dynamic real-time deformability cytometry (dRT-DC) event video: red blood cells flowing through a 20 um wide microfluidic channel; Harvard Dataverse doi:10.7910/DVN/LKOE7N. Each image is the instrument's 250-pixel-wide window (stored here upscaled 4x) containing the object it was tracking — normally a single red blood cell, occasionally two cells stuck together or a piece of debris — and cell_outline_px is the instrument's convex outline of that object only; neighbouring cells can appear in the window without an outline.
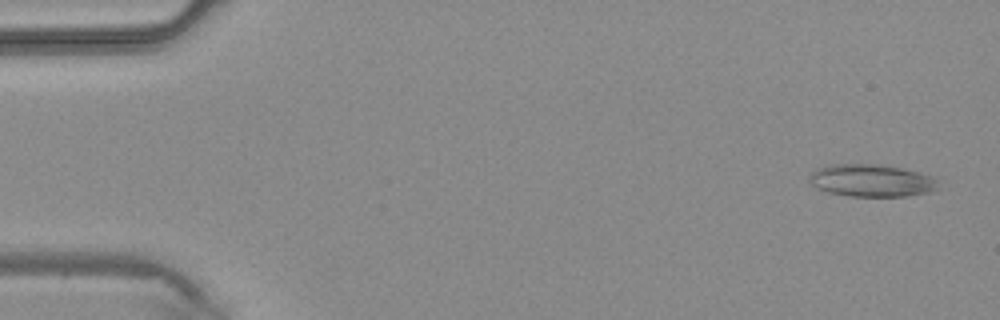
{"species": "common noctule bat (a hibernating species)", "species_latin": "Nyctalus noctula", "temperature_condition": "warm", "stored_images_in_passage": 14, "camera_frame_rate_fps": 3000, "um_per_image_px": 0.085, "animal": {"sex": "male", "body_mass_g": 20.4}, "frame": {"image": 1, "passage_image": 2, "time_ms": 0.333, "image_size_px": [1000, 320], "cell_outline_px": [[936, 188], [928, 192], [908, 196], [848, 196], [828, 192], [812, 184], [808, 180], [812, 172], [816, 168], [828, 164], [888, 164], [936, 176]], "centroid_in_image_um": [74.09, 15.32], "position_along_channel_um": 10.9, "area_um2": 24.57}}
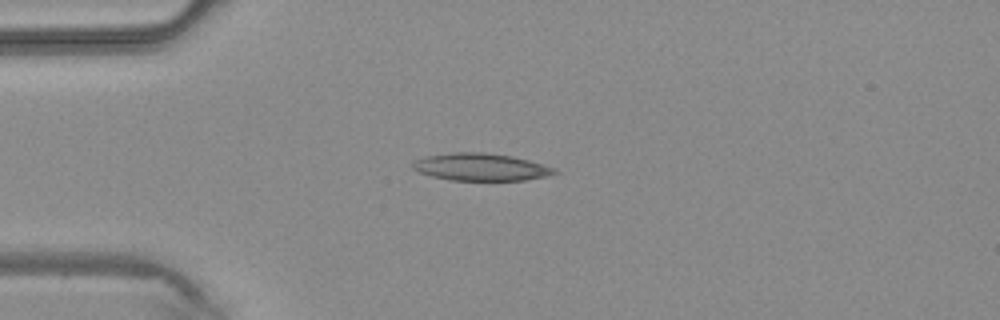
{"frame": {"image": 2, "passage_image": 11, "time_ms": 3.333, "image_size_px": [1000, 320], "cell_outline_px": [[560, 172], [552, 176], [524, 180], [448, 180], [432, 176], [420, 172], [412, 168], [412, 164], [416, 160], [424, 156], [452, 152], [484, 152], [512, 156], [528, 160], [556, 168]], "centroid_in_image_um": [40.91, 14.2], "position_along_channel_um": 44.1, "area_um2": 22.77}}